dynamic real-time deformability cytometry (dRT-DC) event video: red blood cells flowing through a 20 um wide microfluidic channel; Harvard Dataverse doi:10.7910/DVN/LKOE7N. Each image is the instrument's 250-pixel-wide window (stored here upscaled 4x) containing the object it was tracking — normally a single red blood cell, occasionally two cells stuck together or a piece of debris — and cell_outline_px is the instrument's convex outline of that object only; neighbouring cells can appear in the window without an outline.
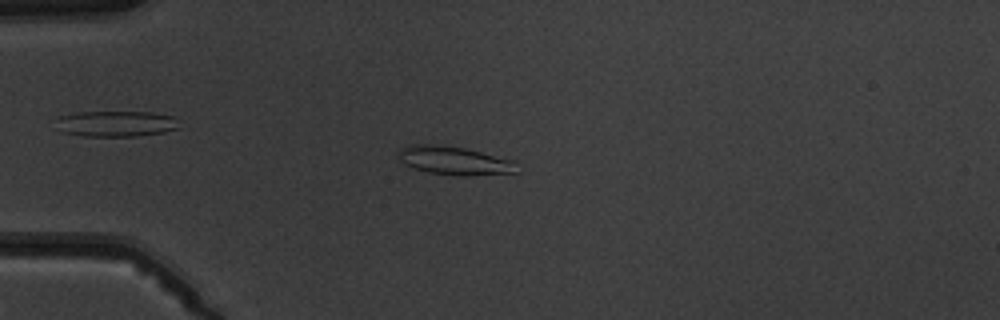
{"species": "common noctule bat (a hibernating species)", "species_latin": "Nyctalus noctula", "temperature_condition": "warm", "stored_images_in_passage": 8, "camera_frame_rate_fps": 3000, "um_per_image_px": 0.085, "animal": {"sex": "male", "body_mass_g": 19.5, "forearm_length_mm": 54.6}, "frame": {"image": 1, "passage_image": 5, "time_ms": 4.667, "image_size_px": [1000, 320], "cell_outline_px": [[516, 172], [468, 176], [452, 176], [412, 168], [404, 164], [400, 160], [400, 148], [408, 144], [444, 144], [464, 148], [516, 160]], "centroid_in_image_um": [38.62, 13.64], "position_along_channel_um": 46.4, "area_um2": 19.83}}
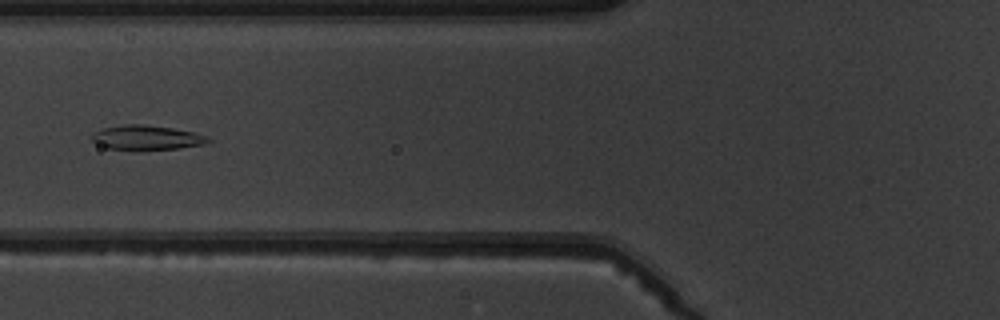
{"frame": {"image": 2, "passage_image": 7, "time_ms": 7.0, "image_size_px": [1000, 320], "cell_outline_px": [[212, 140], [204, 144], [176, 148], [140, 152], [108, 148], [96, 144], [92, 140], [92, 132], [104, 128], [124, 124], [144, 124], [172, 128], [196, 132], [208, 136]], "centroid_in_image_um": [12.45, 11.72], "position_along_channel_um": 113.3, "area_um2": 17.17}}
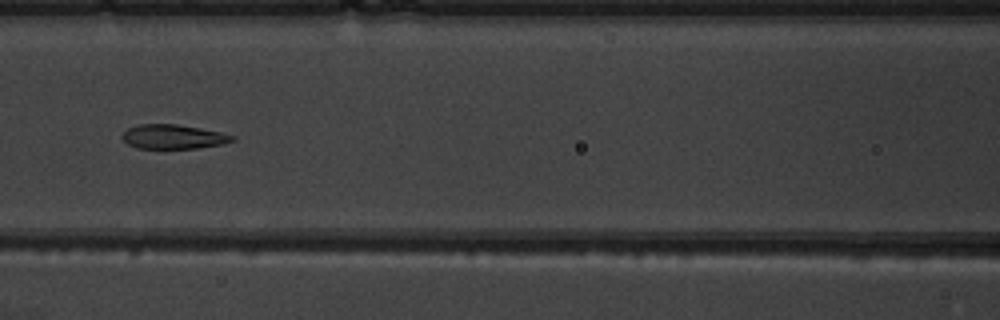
{"frame": {"image": 3, "passage_image": 8, "time_ms": 8.0, "image_size_px": [1000, 320], "cell_outline_px": [[236, 140], [224, 144], [196, 148], [136, 148], [128, 144], [120, 136], [128, 128], [140, 124], [176, 124], [200, 128], [220, 132], [236, 136]], "centroid_in_image_um": [14.75, 11.62], "position_along_channel_um": 151.9, "area_um2": 15.61}}